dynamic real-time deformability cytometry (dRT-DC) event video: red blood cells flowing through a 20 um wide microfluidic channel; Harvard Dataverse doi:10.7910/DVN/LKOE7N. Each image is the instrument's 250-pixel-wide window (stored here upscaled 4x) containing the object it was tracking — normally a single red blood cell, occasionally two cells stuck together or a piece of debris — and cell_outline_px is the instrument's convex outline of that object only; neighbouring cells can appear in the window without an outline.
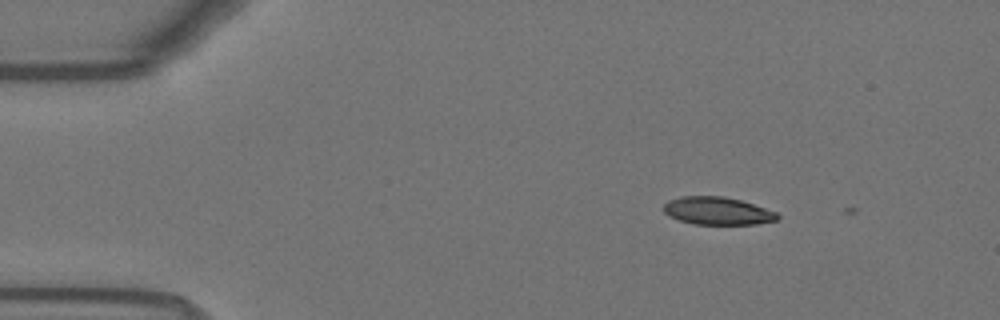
{"species": "Egyptian fruit bat (a non-hibernating species)", "species_latin": "Rousettus aegyptiacus", "temperature_condition": "warm", "stored_images_in_passage": 3, "camera_frame_rate_fps": 3000, "um_per_image_px": 0.085, "animal": {"sex": "female"}, "frame": {"image": 1, "passage_image": 2, "time_ms": 0.333, "image_size_px": [1000, 320], "cell_outline_px": [[780, 216], [776, 220], [756, 224], [692, 224], [668, 216], [664, 212], [664, 204], [668, 200], [680, 196], [724, 196], [740, 200], [776, 212]], "centroid_in_image_um": [60.94, 17.92], "position_along_channel_um": 24.1, "area_um2": 18.32}}